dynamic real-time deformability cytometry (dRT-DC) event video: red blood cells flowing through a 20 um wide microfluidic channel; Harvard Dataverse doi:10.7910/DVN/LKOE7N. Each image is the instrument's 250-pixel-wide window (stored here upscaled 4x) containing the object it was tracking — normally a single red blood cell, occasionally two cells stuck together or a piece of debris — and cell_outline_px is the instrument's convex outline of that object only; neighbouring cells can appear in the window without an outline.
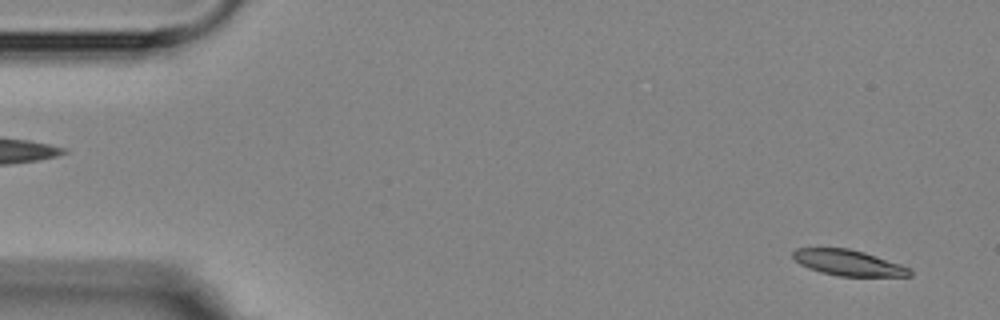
{"species": "Egyptian fruit bat (a non-hibernating species)", "species_latin": "Rousettus aegyptiacus", "temperature_condition": "room temperature", "stored_images_in_passage": 4, "segment_of_instrument_passage": [2, 2], "camera_frame_rate_fps": 3000, "um_per_image_px": 0.085, "animal": {"sex": "female"}, "frame": {"image": 1, "passage_image": 4, "time_ms": 4.0, "image_size_px": [1000, 320], "cell_outline_px": [[912, 276], [840, 276], [820, 272], [808, 268], [800, 264], [792, 256], [792, 252], [796, 248], [848, 248], [864, 252], [900, 264], [908, 268], [912, 272]], "centroid_in_image_um": [72.08, 22.33], "position_along_channel_um": 12.9, "area_um2": 17.4}}